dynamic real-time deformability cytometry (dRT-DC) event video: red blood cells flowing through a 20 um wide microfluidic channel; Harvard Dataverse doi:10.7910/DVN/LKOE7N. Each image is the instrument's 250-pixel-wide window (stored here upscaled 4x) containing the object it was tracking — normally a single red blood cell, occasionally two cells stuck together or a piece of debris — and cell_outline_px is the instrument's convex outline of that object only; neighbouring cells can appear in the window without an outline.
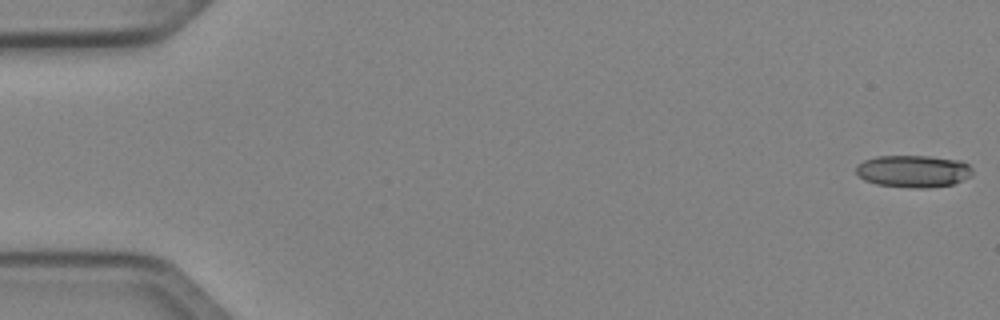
{"species": "Egyptian fruit bat (a non-hibernating species)", "species_latin": "Rousettus aegyptiacus", "temperature_condition": "cold", "stored_images_in_passage": 51, "camera_frame_rate_fps": 3000, "um_per_image_px": 0.085, "animal": {"sex": "female"}, "frame": {"image": 1, "passage_image": 1, "time_ms": 0.0, "image_size_px": [1000, 320], "cell_outline_px": [[972, 176], [952, 184], [928, 188], [908, 188], [876, 184], [864, 180], [856, 172], [856, 164], [864, 160], [876, 156], [928, 156], [960, 160], [968, 164], [972, 168]], "centroid_in_image_um": [77.62, 14.55], "position_along_channel_um": 7.4, "area_um2": 22.02}}
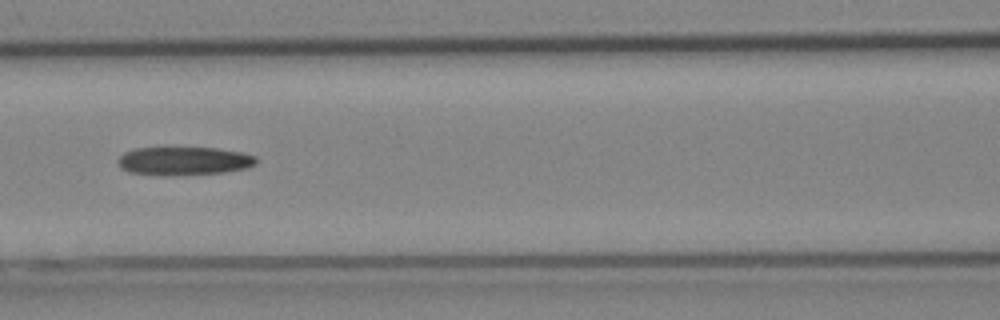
{"frame": {"image": 2, "passage_image": 23, "time_ms": 7.333, "image_size_px": [1000, 320], "cell_outline_px": [[256, 164], [244, 168], [224, 172], [168, 176], [164, 176], [128, 172], [120, 168], [116, 164], [116, 160], [124, 152], [136, 148], [216, 148], [244, 152], [256, 156]], "centroid_in_image_um": [15.58, 13.69], "position_along_channel_um": 151.0, "area_um2": 23.06}}
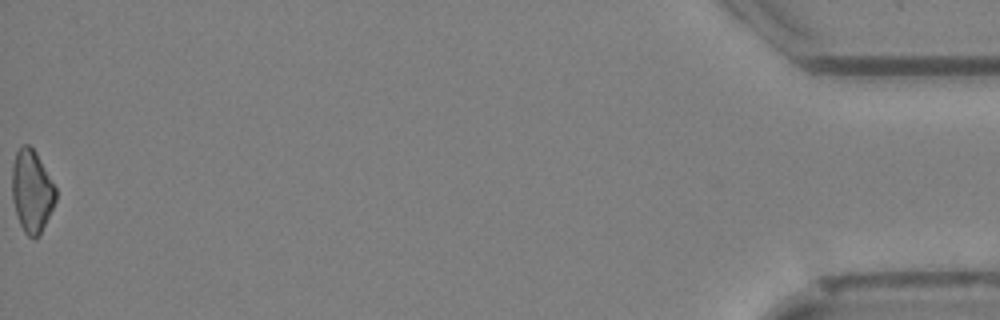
{"frame": {"image": 3, "passage_image": 51, "time_ms": 16.667, "image_size_px": [1000, 320], "cell_outline_px": [[56, 200], [40, 236], [36, 240], [28, 236], [24, 232], [20, 224], [12, 200], [12, 164], [16, 152], [24, 144], [28, 144], [36, 152], [56, 188]], "centroid_in_image_um": [2.7, 16.28], "position_along_channel_um": 432.5, "area_um2": 21.04}}